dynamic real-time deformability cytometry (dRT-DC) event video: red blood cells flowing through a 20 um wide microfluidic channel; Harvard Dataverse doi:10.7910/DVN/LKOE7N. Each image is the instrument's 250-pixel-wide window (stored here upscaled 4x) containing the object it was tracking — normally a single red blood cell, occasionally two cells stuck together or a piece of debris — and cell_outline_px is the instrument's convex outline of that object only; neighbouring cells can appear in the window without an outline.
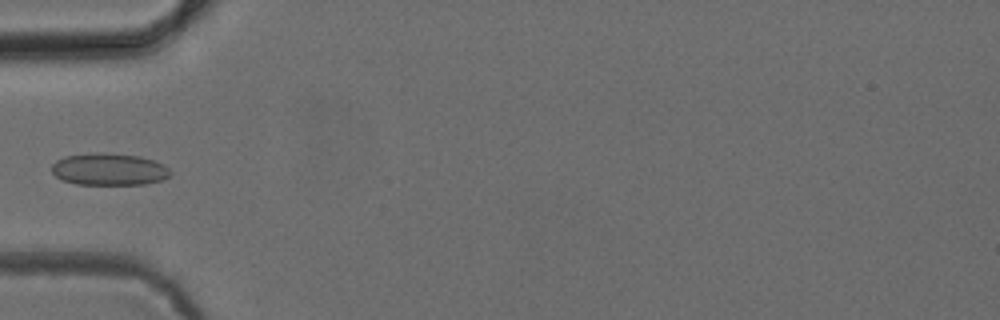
{"species": "common noctule bat (a hibernating species)", "species_latin": "Nyctalus noctula", "temperature_condition": "cold", "stored_images_in_passage": 5, "camera_frame_rate_fps": 3000, "um_per_image_px": 0.085, "animal": {"sex": "female", "body_mass_g": 24.6, "forearm_length_mm": 56.2}, "frame": {"image": 1, "passage_image": 4, "time_ms": 4.667, "image_size_px": [1000, 320], "cell_outline_px": [[172, 172], [164, 180], [144, 184], [76, 184], [64, 180], [56, 176], [52, 172], [52, 164], [56, 160], [64, 156], [88, 152], [100, 152], [140, 156], [164, 164]], "centroid_in_image_um": [9.27, 14.37], "position_along_channel_um": 75.7, "area_um2": 22.31}}
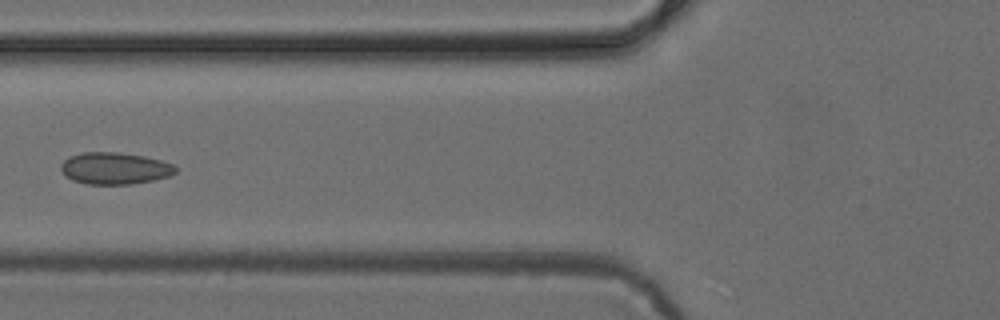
{"frame": {"image": 2, "passage_image": 5, "time_ms": 5.667, "image_size_px": [1000, 320], "cell_outline_px": [[176, 172], [168, 176], [152, 180], [132, 184], [88, 184], [72, 180], [64, 176], [60, 168], [60, 164], [64, 160], [72, 156], [84, 152], [116, 152], [144, 156], [160, 160], [172, 164], [176, 168]], "centroid_in_image_um": [9.72, 14.31], "position_along_channel_um": 116.1, "area_um2": 21.15}}